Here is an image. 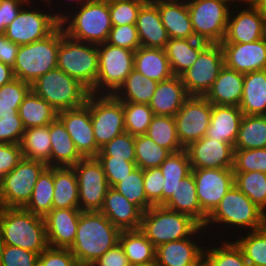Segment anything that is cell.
Returning a JSON list of instances; mask_svg holds the SVG:
<instances>
[{
  "label": "cell",
  "mask_w": 266,
  "mask_h": 266,
  "mask_svg": "<svg viewBox=\"0 0 266 266\" xmlns=\"http://www.w3.org/2000/svg\"><path fill=\"white\" fill-rule=\"evenodd\" d=\"M265 226L266 213L234 185L207 216L202 227L211 238L233 239L240 233Z\"/></svg>",
  "instance_id": "1"
},
{
  "label": "cell",
  "mask_w": 266,
  "mask_h": 266,
  "mask_svg": "<svg viewBox=\"0 0 266 266\" xmlns=\"http://www.w3.org/2000/svg\"><path fill=\"white\" fill-rule=\"evenodd\" d=\"M121 230L100 211H82L76 237L69 248L79 266H91L119 243Z\"/></svg>",
  "instance_id": "2"
},
{
  "label": "cell",
  "mask_w": 266,
  "mask_h": 266,
  "mask_svg": "<svg viewBox=\"0 0 266 266\" xmlns=\"http://www.w3.org/2000/svg\"><path fill=\"white\" fill-rule=\"evenodd\" d=\"M0 231L5 245L37 254L48 247L44 217L22 207H0Z\"/></svg>",
  "instance_id": "3"
},
{
  "label": "cell",
  "mask_w": 266,
  "mask_h": 266,
  "mask_svg": "<svg viewBox=\"0 0 266 266\" xmlns=\"http://www.w3.org/2000/svg\"><path fill=\"white\" fill-rule=\"evenodd\" d=\"M64 33L77 41L102 44L112 29L109 0H87L60 20Z\"/></svg>",
  "instance_id": "4"
},
{
  "label": "cell",
  "mask_w": 266,
  "mask_h": 266,
  "mask_svg": "<svg viewBox=\"0 0 266 266\" xmlns=\"http://www.w3.org/2000/svg\"><path fill=\"white\" fill-rule=\"evenodd\" d=\"M57 68L91 91L95 86L99 68L97 45L68 37L60 25Z\"/></svg>",
  "instance_id": "5"
},
{
  "label": "cell",
  "mask_w": 266,
  "mask_h": 266,
  "mask_svg": "<svg viewBox=\"0 0 266 266\" xmlns=\"http://www.w3.org/2000/svg\"><path fill=\"white\" fill-rule=\"evenodd\" d=\"M60 45V25L47 37L20 45L13 66L15 78L30 85L39 77L57 68Z\"/></svg>",
  "instance_id": "6"
},
{
  "label": "cell",
  "mask_w": 266,
  "mask_h": 266,
  "mask_svg": "<svg viewBox=\"0 0 266 266\" xmlns=\"http://www.w3.org/2000/svg\"><path fill=\"white\" fill-rule=\"evenodd\" d=\"M201 225L191 216L164 206H152L142 213L140 231L157 247L190 237Z\"/></svg>",
  "instance_id": "7"
},
{
  "label": "cell",
  "mask_w": 266,
  "mask_h": 266,
  "mask_svg": "<svg viewBox=\"0 0 266 266\" xmlns=\"http://www.w3.org/2000/svg\"><path fill=\"white\" fill-rule=\"evenodd\" d=\"M31 90L58 112L82 107L90 95L84 85L58 68L34 81Z\"/></svg>",
  "instance_id": "8"
},
{
  "label": "cell",
  "mask_w": 266,
  "mask_h": 266,
  "mask_svg": "<svg viewBox=\"0 0 266 266\" xmlns=\"http://www.w3.org/2000/svg\"><path fill=\"white\" fill-rule=\"evenodd\" d=\"M60 20L44 1H29L6 27L5 36L17 45H26L50 35Z\"/></svg>",
  "instance_id": "9"
},
{
  "label": "cell",
  "mask_w": 266,
  "mask_h": 266,
  "mask_svg": "<svg viewBox=\"0 0 266 266\" xmlns=\"http://www.w3.org/2000/svg\"><path fill=\"white\" fill-rule=\"evenodd\" d=\"M195 38L220 44L226 35L232 3L230 0H186Z\"/></svg>",
  "instance_id": "10"
},
{
  "label": "cell",
  "mask_w": 266,
  "mask_h": 266,
  "mask_svg": "<svg viewBox=\"0 0 266 266\" xmlns=\"http://www.w3.org/2000/svg\"><path fill=\"white\" fill-rule=\"evenodd\" d=\"M99 68L93 94H114L134 69L135 51L108 43L97 45Z\"/></svg>",
  "instance_id": "11"
},
{
  "label": "cell",
  "mask_w": 266,
  "mask_h": 266,
  "mask_svg": "<svg viewBox=\"0 0 266 266\" xmlns=\"http://www.w3.org/2000/svg\"><path fill=\"white\" fill-rule=\"evenodd\" d=\"M96 144L102 148L125 132L123 102L113 94H93L87 98Z\"/></svg>",
  "instance_id": "12"
},
{
  "label": "cell",
  "mask_w": 266,
  "mask_h": 266,
  "mask_svg": "<svg viewBox=\"0 0 266 266\" xmlns=\"http://www.w3.org/2000/svg\"><path fill=\"white\" fill-rule=\"evenodd\" d=\"M47 167L42 161L23 158L11 172L2 177L0 207L23 208L31 197L38 177Z\"/></svg>",
  "instance_id": "13"
},
{
  "label": "cell",
  "mask_w": 266,
  "mask_h": 266,
  "mask_svg": "<svg viewBox=\"0 0 266 266\" xmlns=\"http://www.w3.org/2000/svg\"><path fill=\"white\" fill-rule=\"evenodd\" d=\"M79 187V209L100 211L110 188L102 165L96 157L82 158L72 167Z\"/></svg>",
  "instance_id": "14"
},
{
  "label": "cell",
  "mask_w": 266,
  "mask_h": 266,
  "mask_svg": "<svg viewBox=\"0 0 266 266\" xmlns=\"http://www.w3.org/2000/svg\"><path fill=\"white\" fill-rule=\"evenodd\" d=\"M224 66L220 44H208L194 64L180 77L189 96H205Z\"/></svg>",
  "instance_id": "15"
},
{
  "label": "cell",
  "mask_w": 266,
  "mask_h": 266,
  "mask_svg": "<svg viewBox=\"0 0 266 266\" xmlns=\"http://www.w3.org/2000/svg\"><path fill=\"white\" fill-rule=\"evenodd\" d=\"M209 236L200 226L190 237L156 247L158 266H203V252Z\"/></svg>",
  "instance_id": "16"
},
{
  "label": "cell",
  "mask_w": 266,
  "mask_h": 266,
  "mask_svg": "<svg viewBox=\"0 0 266 266\" xmlns=\"http://www.w3.org/2000/svg\"><path fill=\"white\" fill-rule=\"evenodd\" d=\"M212 104L204 96H189L175 117L178 139L186 148L206 135Z\"/></svg>",
  "instance_id": "17"
},
{
  "label": "cell",
  "mask_w": 266,
  "mask_h": 266,
  "mask_svg": "<svg viewBox=\"0 0 266 266\" xmlns=\"http://www.w3.org/2000/svg\"><path fill=\"white\" fill-rule=\"evenodd\" d=\"M201 210L208 216L234 185L233 169H192Z\"/></svg>",
  "instance_id": "18"
},
{
  "label": "cell",
  "mask_w": 266,
  "mask_h": 266,
  "mask_svg": "<svg viewBox=\"0 0 266 266\" xmlns=\"http://www.w3.org/2000/svg\"><path fill=\"white\" fill-rule=\"evenodd\" d=\"M192 169H233L234 146L203 137L185 148Z\"/></svg>",
  "instance_id": "19"
},
{
  "label": "cell",
  "mask_w": 266,
  "mask_h": 266,
  "mask_svg": "<svg viewBox=\"0 0 266 266\" xmlns=\"http://www.w3.org/2000/svg\"><path fill=\"white\" fill-rule=\"evenodd\" d=\"M264 15L250 5L232 6L221 43H252L263 38Z\"/></svg>",
  "instance_id": "20"
},
{
  "label": "cell",
  "mask_w": 266,
  "mask_h": 266,
  "mask_svg": "<svg viewBox=\"0 0 266 266\" xmlns=\"http://www.w3.org/2000/svg\"><path fill=\"white\" fill-rule=\"evenodd\" d=\"M58 118L63 122L76 150L83 158L96 157L100 148L96 144L90 109L83 105L76 109L58 112Z\"/></svg>",
  "instance_id": "21"
},
{
  "label": "cell",
  "mask_w": 266,
  "mask_h": 266,
  "mask_svg": "<svg viewBox=\"0 0 266 266\" xmlns=\"http://www.w3.org/2000/svg\"><path fill=\"white\" fill-rule=\"evenodd\" d=\"M224 65L246 74L266 69V41L262 38L252 43H220Z\"/></svg>",
  "instance_id": "22"
},
{
  "label": "cell",
  "mask_w": 266,
  "mask_h": 266,
  "mask_svg": "<svg viewBox=\"0 0 266 266\" xmlns=\"http://www.w3.org/2000/svg\"><path fill=\"white\" fill-rule=\"evenodd\" d=\"M81 212L79 208L52 209L44 217L48 247L69 249L73 245Z\"/></svg>",
  "instance_id": "23"
},
{
  "label": "cell",
  "mask_w": 266,
  "mask_h": 266,
  "mask_svg": "<svg viewBox=\"0 0 266 266\" xmlns=\"http://www.w3.org/2000/svg\"><path fill=\"white\" fill-rule=\"evenodd\" d=\"M157 7L169 38H195L186 0H151Z\"/></svg>",
  "instance_id": "24"
},
{
  "label": "cell",
  "mask_w": 266,
  "mask_h": 266,
  "mask_svg": "<svg viewBox=\"0 0 266 266\" xmlns=\"http://www.w3.org/2000/svg\"><path fill=\"white\" fill-rule=\"evenodd\" d=\"M100 212L121 231L140 228L142 212L113 187L109 188Z\"/></svg>",
  "instance_id": "25"
},
{
  "label": "cell",
  "mask_w": 266,
  "mask_h": 266,
  "mask_svg": "<svg viewBox=\"0 0 266 266\" xmlns=\"http://www.w3.org/2000/svg\"><path fill=\"white\" fill-rule=\"evenodd\" d=\"M141 46L164 49L169 41L158 7L148 0L140 9L136 22Z\"/></svg>",
  "instance_id": "26"
},
{
  "label": "cell",
  "mask_w": 266,
  "mask_h": 266,
  "mask_svg": "<svg viewBox=\"0 0 266 266\" xmlns=\"http://www.w3.org/2000/svg\"><path fill=\"white\" fill-rule=\"evenodd\" d=\"M243 113L238 106L214 105L205 137L235 145Z\"/></svg>",
  "instance_id": "27"
},
{
  "label": "cell",
  "mask_w": 266,
  "mask_h": 266,
  "mask_svg": "<svg viewBox=\"0 0 266 266\" xmlns=\"http://www.w3.org/2000/svg\"><path fill=\"white\" fill-rule=\"evenodd\" d=\"M189 97L180 76L158 82L157 88L149 102L154 115L174 117Z\"/></svg>",
  "instance_id": "28"
},
{
  "label": "cell",
  "mask_w": 266,
  "mask_h": 266,
  "mask_svg": "<svg viewBox=\"0 0 266 266\" xmlns=\"http://www.w3.org/2000/svg\"><path fill=\"white\" fill-rule=\"evenodd\" d=\"M243 85L244 74L224 65L204 97L214 105L239 107L243 95Z\"/></svg>",
  "instance_id": "29"
},
{
  "label": "cell",
  "mask_w": 266,
  "mask_h": 266,
  "mask_svg": "<svg viewBox=\"0 0 266 266\" xmlns=\"http://www.w3.org/2000/svg\"><path fill=\"white\" fill-rule=\"evenodd\" d=\"M162 206L191 216L201 226L205 224L207 219V215L201 210L197 198L196 184L192 172L177 184L172 196Z\"/></svg>",
  "instance_id": "30"
},
{
  "label": "cell",
  "mask_w": 266,
  "mask_h": 266,
  "mask_svg": "<svg viewBox=\"0 0 266 266\" xmlns=\"http://www.w3.org/2000/svg\"><path fill=\"white\" fill-rule=\"evenodd\" d=\"M49 134L51 138V167H73L83 158L76 150L65 125L58 117L49 124Z\"/></svg>",
  "instance_id": "31"
},
{
  "label": "cell",
  "mask_w": 266,
  "mask_h": 266,
  "mask_svg": "<svg viewBox=\"0 0 266 266\" xmlns=\"http://www.w3.org/2000/svg\"><path fill=\"white\" fill-rule=\"evenodd\" d=\"M208 44L209 43L196 38H170L166 43L164 50L169 60L173 75L181 76L186 70H188L198 58L199 53Z\"/></svg>",
  "instance_id": "32"
},
{
  "label": "cell",
  "mask_w": 266,
  "mask_h": 266,
  "mask_svg": "<svg viewBox=\"0 0 266 266\" xmlns=\"http://www.w3.org/2000/svg\"><path fill=\"white\" fill-rule=\"evenodd\" d=\"M239 108L243 115H266V69L244 74Z\"/></svg>",
  "instance_id": "33"
},
{
  "label": "cell",
  "mask_w": 266,
  "mask_h": 266,
  "mask_svg": "<svg viewBox=\"0 0 266 266\" xmlns=\"http://www.w3.org/2000/svg\"><path fill=\"white\" fill-rule=\"evenodd\" d=\"M203 266H248V263L233 239L209 237L203 252Z\"/></svg>",
  "instance_id": "34"
},
{
  "label": "cell",
  "mask_w": 266,
  "mask_h": 266,
  "mask_svg": "<svg viewBox=\"0 0 266 266\" xmlns=\"http://www.w3.org/2000/svg\"><path fill=\"white\" fill-rule=\"evenodd\" d=\"M133 67L139 73L157 82L173 76L164 49L140 46L135 51Z\"/></svg>",
  "instance_id": "35"
},
{
  "label": "cell",
  "mask_w": 266,
  "mask_h": 266,
  "mask_svg": "<svg viewBox=\"0 0 266 266\" xmlns=\"http://www.w3.org/2000/svg\"><path fill=\"white\" fill-rule=\"evenodd\" d=\"M53 209L79 208V187L72 167H53Z\"/></svg>",
  "instance_id": "36"
},
{
  "label": "cell",
  "mask_w": 266,
  "mask_h": 266,
  "mask_svg": "<svg viewBox=\"0 0 266 266\" xmlns=\"http://www.w3.org/2000/svg\"><path fill=\"white\" fill-rule=\"evenodd\" d=\"M18 114L25 129L49 125L58 117V111L32 90L19 106Z\"/></svg>",
  "instance_id": "37"
},
{
  "label": "cell",
  "mask_w": 266,
  "mask_h": 266,
  "mask_svg": "<svg viewBox=\"0 0 266 266\" xmlns=\"http://www.w3.org/2000/svg\"><path fill=\"white\" fill-rule=\"evenodd\" d=\"M157 85V81L133 69L113 95L122 102L149 104Z\"/></svg>",
  "instance_id": "38"
},
{
  "label": "cell",
  "mask_w": 266,
  "mask_h": 266,
  "mask_svg": "<svg viewBox=\"0 0 266 266\" xmlns=\"http://www.w3.org/2000/svg\"><path fill=\"white\" fill-rule=\"evenodd\" d=\"M20 147L23 158L39 160L51 167V138L49 125L25 129Z\"/></svg>",
  "instance_id": "39"
},
{
  "label": "cell",
  "mask_w": 266,
  "mask_h": 266,
  "mask_svg": "<svg viewBox=\"0 0 266 266\" xmlns=\"http://www.w3.org/2000/svg\"><path fill=\"white\" fill-rule=\"evenodd\" d=\"M165 179L162 190V205L172 196L177 184L192 171L185 149L171 153L159 167Z\"/></svg>",
  "instance_id": "40"
},
{
  "label": "cell",
  "mask_w": 266,
  "mask_h": 266,
  "mask_svg": "<svg viewBox=\"0 0 266 266\" xmlns=\"http://www.w3.org/2000/svg\"><path fill=\"white\" fill-rule=\"evenodd\" d=\"M266 148V115H243L234 150Z\"/></svg>",
  "instance_id": "41"
},
{
  "label": "cell",
  "mask_w": 266,
  "mask_h": 266,
  "mask_svg": "<svg viewBox=\"0 0 266 266\" xmlns=\"http://www.w3.org/2000/svg\"><path fill=\"white\" fill-rule=\"evenodd\" d=\"M119 243L131 265L155 260L156 247L140 229L122 230Z\"/></svg>",
  "instance_id": "42"
},
{
  "label": "cell",
  "mask_w": 266,
  "mask_h": 266,
  "mask_svg": "<svg viewBox=\"0 0 266 266\" xmlns=\"http://www.w3.org/2000/svg\"><path fill=\"white\" fill-rule=\"evenodd\" d=\"M53 167H47L34 186L28 203L23 207L31 213L45 217L53 209Z\"/></svg>",
  "instance_id": "43"
},
{
  "label": "cell",
  "mask_w": 266,
  "mask_h": 266,
  "mask_svg": "<svg viewBox=\"0 0 266 266\" xmlns=\"http://www.w3.org/2000/svg\"><path fill=\"white\" fill-rule=\"evenodd\" d=\"M146 136L170 153L185 149L178 139L175 117L154 115Z\"/></svg>",
  "instance_id": "44"
},
{
  "label": "cell",
  "mask_w": 266,
  "mask_h": 266,
  "mask_svg": "<svg viewBox=\"0 0 266 266\" xmlns=\"http://www.w3.org/2000/svg\"><path fill=\"white\" fill-rule=\"evenodd\" d=\"M233 240L242 249L248 265L266 266V226L240 233Z\"/></svg>",
  "instance_id": "45"
},
{
  "label": "cell",
  "mask_w": 266,
  "mask_h": 266,
  "mask_svg": "<svg viewBox=\"0 0 266 266\" xmlns=\"http://www.w3.org/2000/svg\"><path fill=\"white\" fill-rule=\"evenodd\" d=\"M235 186L266 213V173H234Z\"/></svg>",
  "instance_id": "46"
},
{
  "label": "cell",
  "mask_w": 266,
  "mask_h": 266,
  "mask_svg": "<svg viewBox=\"0 0 266 266\" xmlns=\"http://www.w3.org/2000/svg\"><path fill=\"white\" fill-rule=\"evenodd\" d=\"M113 188L120 192L131 204H134L142 213L153 206L146 197L143 170L141 168L137 167Z\"/></svg>",
  "instance_id": "47"
},
{
  "label": "cell",
  "mask_w": 266,
  "mask_h": 266,
  "mask_svg": "<svg viewBox=\"0 0 266 266\" xmlns=\"http://www.w3.org/2000/svg\"><path fill=\"white\" fill-rule=\"evenodd\" d=\"M136 166L142 170L160 167L171 154L146 135L135 136Z\"/></svg>",
  "instance_id": "48"
},
{
  "label": "cell",
  "mask_w": 266,
  "mask_h": 266,
  "mask_svg": "<svg viewBox=\"0 0 266 266\" xmlns=\"http://www.w3.org/2000/svg\"><path fill=\"white\" fill-rule=\"evenodd\" d=\"M125 132L132 136L146 135L154 116L148 104L123 102Z\"/></svg>",
  "instance_id": "49"
},
{
  "label": "cell",
  "mask_w": 266,
  "mask_h": 266,
  "mask_svg": "<svg viewBox=\"0 0 266 266\" xmlns=\"http://www.w3.org/2000/svg\"><path fill=\"white\" fill-rule=\"evenodd\" d=\"M97 159H122L136 163L135 136L123 132L100 148Z\"/></svg>",
  "instance_id": "50"
},
{
  "label": "cell",
  "mask_w": 266,
  "mask_h": 266,
  "mask_svg": "<svg viewBox=\"0 0 266 266\" xmlns=\"http://www.w3.org/2000/svg\"><path fill=\"white\" fill-rule=\"evenodd\" d=\"M148 0H109L112 26L136 24L141 7Z\"/></svg>",
  "instance_id": "51"
},
{
  "label": "cell",
  "mask_w": 266,
  "mask_h": 266,
  "mask_svg": "<svg viewBox=\"0 0 266 266\" xmlns=\"http://www.w3.org/2000/svg\"><path fill=\"white\" fill-rule=\"evenodd\" d=\"M257 171L266 173V148L234 150V173Z\"/></svg>",
  "instance_id": "52"
},
{
  "label": "cell",
  "mask_w": 266,
  "mask_h": 266,
  "mask_svg": "<svg viewBox=\"0 0 266 266\" xmlns=\"http://www.w3.org/2000/svg\"><path fill=\"white\" fill-rule=\"evenodd\" d=\"M106 43L136 51L141 46L136 24L112 26Z\"/></svg>",
  "instance_id": "53"
},
{
  "label": "cell",
  "mask_w": 266,
  "mask_h": 266,
  "mask_svg": "<svg viewBox=\"0 0 266 266\" xmlns=\"http://www.w3.org/2000/svg\"><path fill=\"white\" fill-rule=\"evenodd\" d=\"M143 178L147 200L153 206L162 205V190L165 179L161 169L159 167L144 169Z\"/></svg>",
  "instance_id": "54"
},
{
  "label": "cell",
  "mask_w": 266,
  "mask_h": 266,
  "mask_svg": "<svg viewBox=\"0 0 266 266\" xmlns=\"http://www.w3.org/2000/svg\"><path fill=\"white\" fill-rule=\"evenodd\" d=\"M102 165L103 171L110 187H114L123 178L130 175L136 168V163L122 159H97Z\"/></svg>",
  "instance_id": "55"
},
{
  "label": "cell",
  "mask_w": 266,
  "mask_h": 266,
  "mask_svg": "<svg viewBox=\"0 0 266 266\" xmlns=\"http://www.w3.org/2000/svg\"><path fill=\"white\" fill-rule=\"evenodd\" d=\"M39 255L20 247L5 245L1 266H36Z\"/></svg>",
  "instance_id": "56"
},
{
  "label": "cell",
  "mask_w": 266,
  "mask_h": 266,
  "mask_svg": "<svg viewBox=\"0 0 266 266\" xmlns=\"http://www.w3.org/2000/svg\"><path fill=\"white\" fill-rule=\"evenodd\" d=\"M43 266H79L70 249L47 247L40 255Z\"/></svg>",
  "instance_id": "57"
},
{
  "label": "cell",
  "mask_w": 266,
  "mask_h": 266,
  "mask_svg": "<svg viewBox=\"0 0 266 266\" xmlns=\"http://www.w3.org/2000/svg\"><path fill=\"white\" fill-rule=\"evenodd\" d=\"M24 131L20 117L0 118V143L20 144Z\"/></svg>",
  "instance_id": "58"
},
{
  "label": "cell",
  "mask_w": 266,
  "mask_h": 266,
  "mask_svg": "<svg viewBox=\"0 0 266 266\" xmlns=\"http://www.w3.org/2000/svg\"><path fill=\"white\" fill-rule=\"evenodd\" d=\"M23 159L20 144L0 143V182Z\"/></svg>",
  "instance_id": "59"
},
{
  "label": "cell",
  "mask_w": 266,
  "mask_h": 266,
  "mask_svg": "<svg viewBox=\"0 0 266 266\" xmlns=\"http://www.w3.org/2000/svg\"><path fill=\"white\" fill-rule=\"evenodd\" d=\"M31 91V85L14 78L9 83L0 87V102L22 103L27 94Z\"/></svg>",
  "instance_id": "60"
},
{
  "label": "cell",
  "mask_w": 266,
  "mask_h": 266,
  "mask_svg": "<svg viewBox=\"0 0 266 266\" xmlns=\"http://www.w3.org/2000/svg\"><path fill=\"white\" fill-rule=\"evenodd\" d=\"M29 0H0V33L17 17Z\"/></svg>",
  "instance_id": "61"
},
{
  "label": "cell",
  "mask_w": 266,
  "mask_h": 266,
  "mask_svg": "<svg viewBox=\"0 0 266 266\" xmlns=\"http://www.w3.org/2000/svg\"><path fill=\"white\" fill-rule=\"evenodd\" d=\"M91 266H131L120 243L105 252Z\"/></svg>",
  "instance_id": "62"
},
{
  "label": "cell",
  "mask_w": 266,
  "mask_h": 266,
  "mask_svg": "<svg viewBox=\"0 0 266 266\" xmlns=\"http://www.w3.org/2000/svg\"><path fill=\"white\" fill-rule=\"evenodd\" d=\"M19 46L10 41L4 33H0V61L13 68Z\"/></svg>",
  "instance_id": "63"
},
{
  "label": "cell",
  "mask_w": 266,
  "mask_h": 266,
  "mask_svg": "<svg viewBox=\"0 0 266 266\" xmlns=\"http://www.w3.org/2000/svg\"><path fill=\"white\" fill-rule=\"evenodd\" d=\"M53 11L54 15L61 20L71 10L84 4L87 0H43Z\"/></svg>",
  "instance_id": "64"
},
{
  "label": "cell",
  "mask_w": 266,
  "mask_h": 266,
  "mask_svg": "<svg viewBox=\"0 0 266 266\" xmlns=\"http://www.w3.org/2000/svg\"><path fill=\"white\" fill-rule=\"evenodd\" d=\"M21 103L0 102V118L19 117L18 110Z\"/></svg>",
  "instance_id": "65"
},
{
  "label": "cell",
  "mask_w": 266,
  "mask_h": 266,
  "mask_svg": "<svg viewBox=\"0 0 266 266\" xmlns=\"http://www.w3.org/2000/svg\"><path fill=\"white\" fill-rule=\"evenodd\" d=\"M13 69L0 61V87L13 80Z\"/></svg>",
  "instance_id": "66"
},
{
  "label": "cell",
  "mask_w": 266,
  "mask_h": 266,
  "mask_svg": "<svg viewBox=\"0 0 266 266\" xmlns=\"http://www.w3.org/2000/svg\"><path fill=\"white\" fill-rule=\"evenodd\" d=\"M233 6H254L259 0H230Z\"/></svg>",
  "instance_id": "67"
},
{
  "label": "cell",
  "mask_w": 266,
  "mask_h": 266,
  "mask_svg": "<svg viewBox=\"0 0 266 266\" xmlns=\"http://www.w3.org/2000/svg\"><path fill=\"white\" fill-rule=\"evenodd\" d=\"M254 6L266 16V0H259Z\"/></svg>",
  "instance_id": "68"
},
{
  "label": "cell",
  "mask_w": 266,
  "mask_h": 266,
  "mask_svg": "<svg viewBox=\"0 0 266 266\" xmlns=\"http://www.w3.org/2000/svg\"><path fill=\"white\" fill-rule=\"evenodd\" d=\"M4 247H5V244H4L2 234L0 231V266H1V262H2V255H3Z\"/></svg>",
  "instance_id": "69"
},
{
  "label": "cell",
  "mask_w": 266,
  "mask_h": 266,
  "mask_svg": "<svg viewBox=\"0 0 266 266\" xmlns=\"http://www.w3.org/2000/svg\"><path fill=\"white\" fill-rule=\"evenodd\" d=\"M131 266H158V264H157L156 260H154V261H150L147 263L134 264Z\"/></svg>",
  "instance_id": "70"
},
{
  "label": "cell",
  "mask_w": 266,
  "mask_h": 266,
  "mask_svg": "<svg viewBox=\"0 0 266 266\" xmlns=\"http://www.w3.org/2000/svg\"><path fill=\"white\" fill-rule=\"evenodd\" d=\"M263 39L266 41V16H264Z\"/></svg>",
  "instance_id": "71"
},
{
  "label": "cell",
  "mask_w": 266,
  "mask_h": 266,
  "mask_svg": "<svg viewBox=\"0 0 266 266\" xmlns=\"http://www.w3.org/2000/svg\"><path fill=\"white\" fill-rule=\"evenodd\" d=\"M36 266H43V265L40 262H38Z\"/></svg>",
  "instance_id": "72"
}]
</instances>
